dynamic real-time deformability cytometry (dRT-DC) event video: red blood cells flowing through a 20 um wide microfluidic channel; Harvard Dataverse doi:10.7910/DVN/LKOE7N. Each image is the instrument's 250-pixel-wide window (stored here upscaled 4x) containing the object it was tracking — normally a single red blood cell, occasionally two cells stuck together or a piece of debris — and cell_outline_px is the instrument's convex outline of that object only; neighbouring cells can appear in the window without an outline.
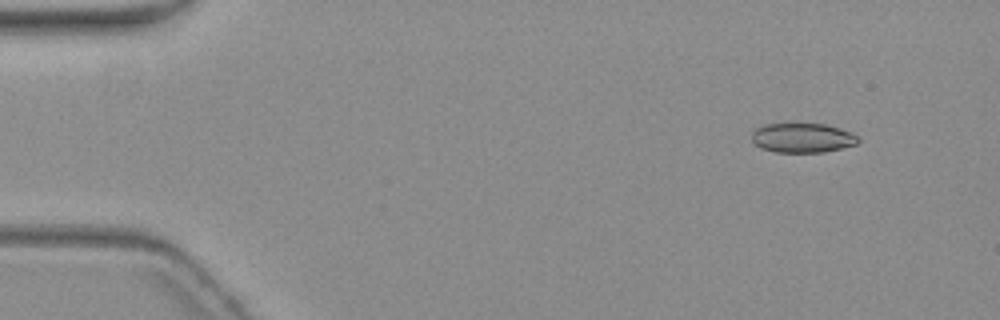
{"species": "common noctule bat (a hibernating species)", "species_latin": "Nyctalus noctula", "temperature_condition": "warm", "stored_images_in_passage": 5, "camera_frame_rate_fps": 3000, "um_per_image_px": 0.085, "animal": {"sex": "female", "body_mass_g": 19.3, "forearm_length_mm": 54.1}, "frame": {"image": 1, "passage_image": 1, "time_ms": 0.0, "image_size_px": [1000, 320], "cell_outline_px": [[860, 140], [856, 144], [824, 152], [776, 152], [760, 148], [752, 140], [752, 132], [756, 128], [764, 124], [824, 124], [840, 128], [852, 132]], "centroid_in_image_um": [68.2, 11.72], "position_along_channel_um": 16.8, "area_um2": 18.21}}
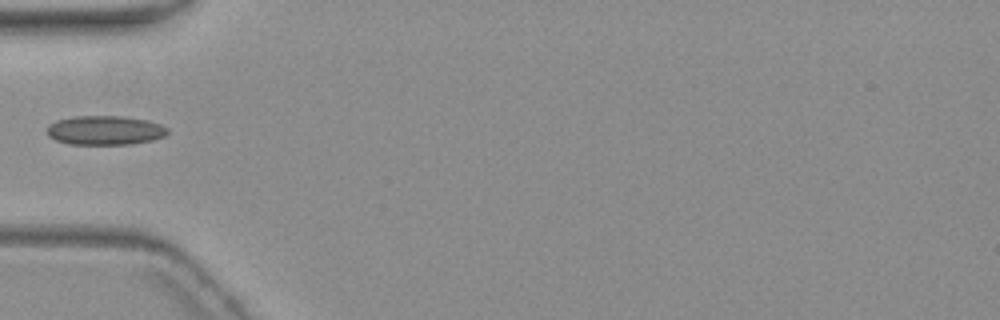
{"frame": {"image": 2, "passage_image": 4, "time_ms": 4.667, "image_size_px": [1000, 320], "cell_outline_px": [[168, 132], [164, 136], [152, 140], [132, 144], [68, 144], [56, 140], [48, 136], [48, 124], [56, 120], [72, 116], [124, 116], [148, 120], [160, 124], [168, 128]], "centroid_in_image_um": [8.92, 11.07], "position_along_channel_um": 76.1, "area_um2": 20.63}}
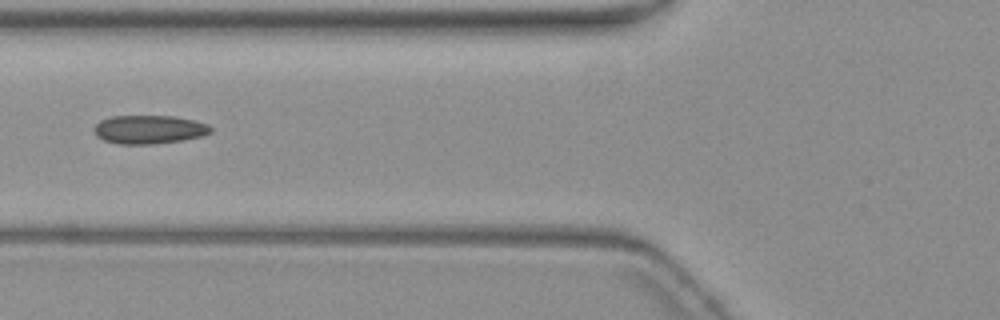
{"frame": {"image": 3, "passage_image": 5, "time_ms": 5.667, "image_size_px": [1000, 320], "cell_outline_px": [[212, 132], [204, 136], [184, 140], [152, 144], [116, 144], [104, 140], [96, 136], [92, 128], [100, 120], [112, 116], [172, 116], [192, 120], [208, 124], [212, 128]], "centroid_in_image_um": [12.66, 11.01], "position_along_channel_um": 113.1, "area_um2": 19.59}}